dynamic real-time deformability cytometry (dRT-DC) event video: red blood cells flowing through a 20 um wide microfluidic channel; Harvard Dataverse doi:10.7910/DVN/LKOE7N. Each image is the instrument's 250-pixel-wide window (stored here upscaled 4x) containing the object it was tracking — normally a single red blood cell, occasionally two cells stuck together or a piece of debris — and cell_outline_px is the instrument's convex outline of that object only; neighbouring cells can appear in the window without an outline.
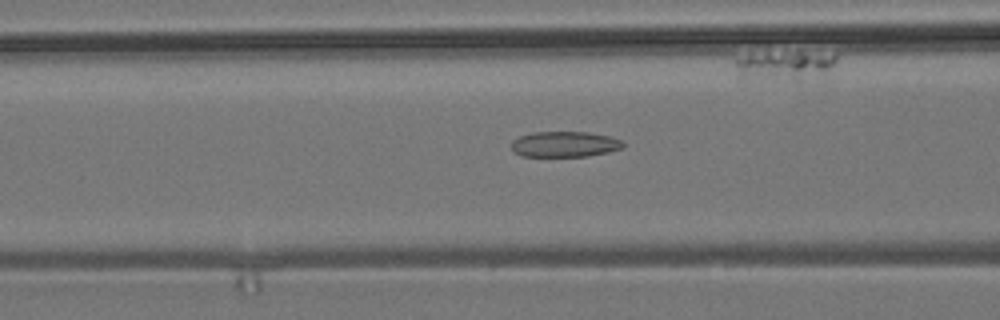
{"species": "common noctule bat (a hibernating species)", "species_latin": "Nyctalus noctula", "temperature_condition": "room temperature", "stored_images_in_passage": 12, "camera_frame_rate_fps": 3000, "um_per_image_px": 0.085, "animal": {"sex": "male", "body_mass_g": 19.2, "forearm_length_mm": 51.8}, "frame": {"image": 1, "passage_image": 10, "time_ms": 3.0, "image_size_px": [1000, 320], "cell_outline_px": [[624, 148], [608, 152], [588, 156], [520, 156], [512, 148], [512, 140], [520, 136], [532, 132], [588, 132], [608, 136], [620, 140], [624, 144]], "centroid_in_image_um": [48.0, 12.26], "position_along_channel_um": 118.6, "area_um2": 16.59}}